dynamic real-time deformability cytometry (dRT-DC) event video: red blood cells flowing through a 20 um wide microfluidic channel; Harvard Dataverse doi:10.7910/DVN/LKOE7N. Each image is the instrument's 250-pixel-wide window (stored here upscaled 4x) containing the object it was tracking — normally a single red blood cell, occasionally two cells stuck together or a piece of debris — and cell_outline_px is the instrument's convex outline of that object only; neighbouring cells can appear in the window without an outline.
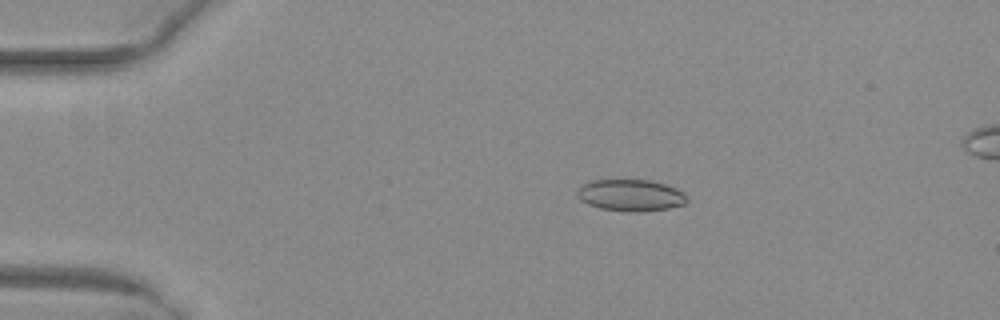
{"species": "common noctule bat (a hibernating species)", "species_latin": "Nyctalus noctula", "temperature_condition": "warm", "stored_images_in_passage": 51, "camera_frame_rate_fps": 3000, "um_per_image_px": 0.085, "animal": {"sex": "female", "body_mass_g": 29.2, "forearm_length_mm": 56.3}, "frame": {"image": 1, "passage_image": 10, "time_ms": 3.0, "image_size_px": [1000, 320], "cell_outline_px": [[688, 200], [684, 204], [668, 208], [640, 212], [628, 212], [600, 208], [588, 204], [580, 200], [576, 196], [576, 192], [584, 184], [592, 180], [648, 180], [664, 184], [676, 188], [684, 192]], "centroid_in_image_um": [53.6, 16.6], "position_along_channel_um": 31.4, "area_um2": 20.23}}
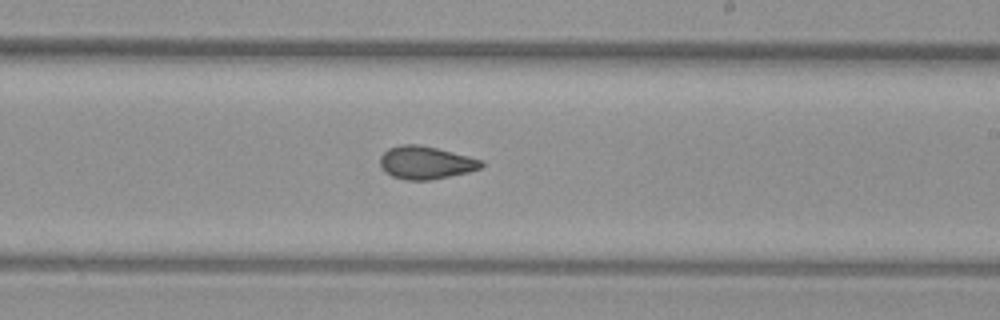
{"frame": {"image": 2, "passage_image": 31, "time_ms": 10.0, "image_size_px": [1000, 320], "cell_outline_px": [[484, 164], [480, 168], [468, 172], [428, 180], [404, 180], [392, 176], [384, 172], [380, 168], [380, 156], [388, 148], [400, 144], [420, 144], [468, 156], [480, 160]], "centroid_in_image_um": [36.12, 13.82], "position_along_channel_um": 252.9, "area_um2": 19.36}}
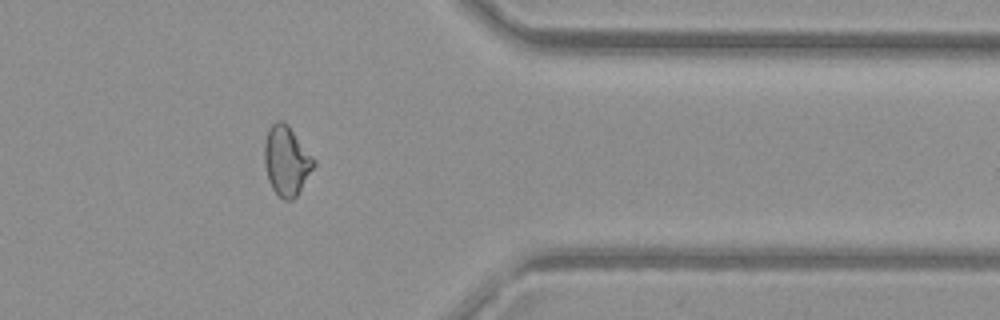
{"frame": {"image": 3, "passage_image": 42, "time_ms": 13.667, "image_size_px": [1000, 320], "cell_outline_px": [[316, 164], [296, 196], [292, 200], [284, 200], [272, 188], [268, 180], [264, 164], [264, 140], [268, 128], [276, 120], [284, 120], [288, 124], [316, 160]], "centroid_in_image_um": [24.34, 13.62], "position_along_channel_um": 387.1, "area_um2": 20.17}, "authors_computed_cell_mechanics": {"area_um2": 19.8832, "velocity_mm_per_s": 4.0306, "shape_relaxation_time_tau1_ms": 10.9967, "shape_relaxation_time_tau2_ms": 1.6554, "deformation_change_tau1": 0.1799, "deformation_change_tau2": 0.0754}}